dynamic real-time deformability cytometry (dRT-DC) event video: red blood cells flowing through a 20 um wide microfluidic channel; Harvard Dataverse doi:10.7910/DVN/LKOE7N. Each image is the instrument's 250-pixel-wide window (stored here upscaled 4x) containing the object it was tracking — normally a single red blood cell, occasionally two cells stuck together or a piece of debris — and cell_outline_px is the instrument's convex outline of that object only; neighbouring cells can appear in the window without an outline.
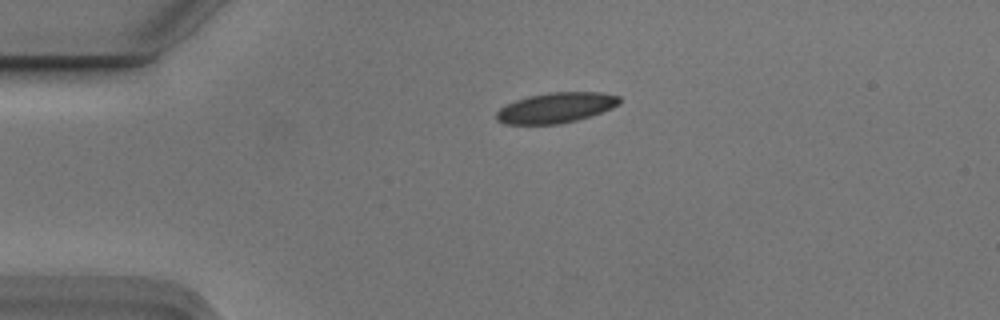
{"species": "Egyptian fruit bat (a non-hibernating species)", "species_latin": "Rousettus aegyptiacus", "temperature_condition": "cold", "stored_images_in_passage": 44, "camera_frame_rate_fps": 3000, "um_per_image_px": 0.085, "animal": {"sex": "male"}, "frame": {"image": 1, "passage_image": 2, "time_ms": 0.333, "image_size_px": [1000, 320], "cell_outline_px": [[620, 104], [612, 108], [576, 120], [556, 124], [504, 124], [496, 120], [496, 112], [500, 108], [516, 100], [528, 96], [548, 92], [604, 92], [620, 96]], "centroid_in_image_um": [47.25, 9.15], "position_along_channel_um": 37.7, "area_um2": 21.68}}
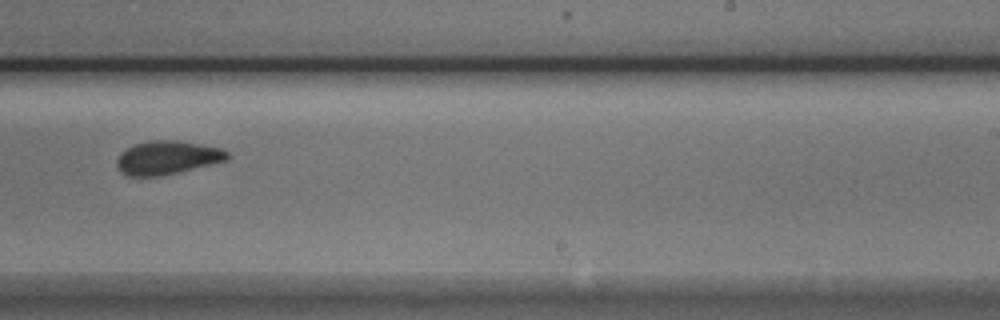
{"frame": {"image": 2, "passage_image": 24, "time_ms": 7.667, "image_size_px": [1000, 320], "cell_outline_px": [[228, 160], [180, 172], [160, 176], [128, 176], [120, 172], [116, 164], [116, 160], [120, 152], [132, 144], [152, 140], [176, 140], [200, 144], [220, 148], [228, 152]], "centroid_in_image_um": [14.18, 13.4], "position_along_channel_um": 274.8, "area_um2": 21.79}}
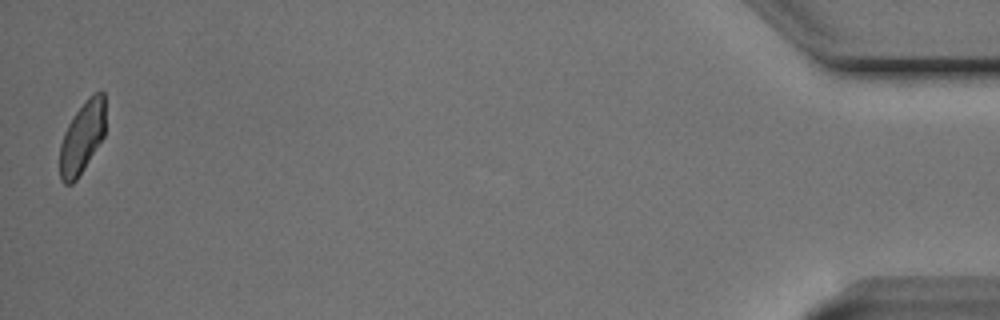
{"frame": {"image": 3, "passage_image": 44, "time_ms": 14.333, "image_size_px": [1000, 320], "cell_outline_px": [[104, 136], [84, 168], [76, 180], [72, 184], [64, 184], [60, 180], [60, 144], [64, 132], [68, 124], [76, 112], [88, 96], [96, 92], [104, 92]], "centroid_in_image_um": [6.96, 11.7], "position_along_channel_um": 428.2, "area_um2": 18.9}, "authors_computed_cell_mechanics": {"area_um2": 21.7328, "velocity_mm_per_s": 3.7181, "shape_relaxation_time_tau1_ms": 4.0893, "shape_relaxation_time_tau2_ms": 2.4104, "deformation_change_tau1": 0.1087, "deformation_change_tau2": 0.0643}}